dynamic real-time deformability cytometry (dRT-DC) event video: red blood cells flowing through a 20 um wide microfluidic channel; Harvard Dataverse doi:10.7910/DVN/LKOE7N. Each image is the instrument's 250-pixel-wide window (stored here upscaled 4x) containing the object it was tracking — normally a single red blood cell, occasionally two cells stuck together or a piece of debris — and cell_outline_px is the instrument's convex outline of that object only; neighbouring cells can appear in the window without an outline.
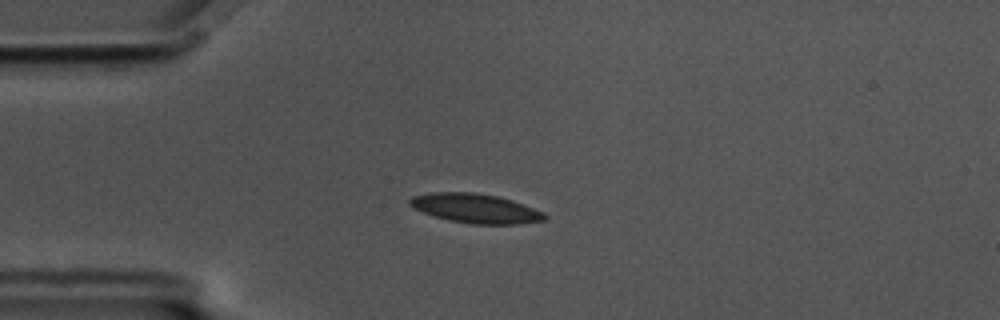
{"species": "common noctule bat (a hibernating species)", "species_latin": "Nyctalus noctula", "temperature_condition": "cold", "stored_images_in_passage": 8, "camera_frame_rate_fps": 3000, "um_per_image_px": 0.085, "animal": {"sex": "male", "body_mass_g": 17.5, "forearm_length_mm": 52.3}, "frame": {"image": 1, "passage_image": 1, "time_ms": 0.0, "image_size_px": [1000, 320], "cell_outline_px": [[548, 216], [544, 220], [520, 224], [468, 224], [448, 220], [412, 208], [408, 204], [408, 200], [412, 196], [432, 192], [476, 192], [496, 196], [512, 200], [544, 212]], "centroid_in_image_um": [40.41, 17.71], "position_along_channel_um": 44.6, "area_um2": 23.12}}